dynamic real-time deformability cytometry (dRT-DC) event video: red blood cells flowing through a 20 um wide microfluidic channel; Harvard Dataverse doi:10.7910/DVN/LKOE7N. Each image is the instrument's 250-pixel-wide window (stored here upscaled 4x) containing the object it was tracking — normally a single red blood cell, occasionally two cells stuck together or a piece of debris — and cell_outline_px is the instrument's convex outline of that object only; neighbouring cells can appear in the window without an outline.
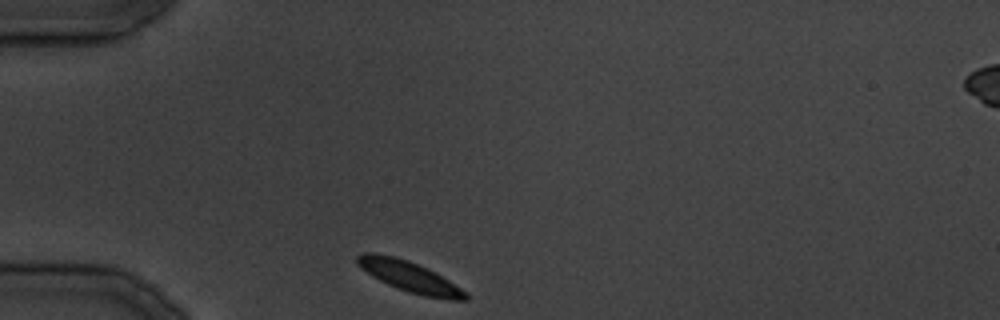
{"species": "common noctule bat (a hibernating species)", "species_latin": "Nyctalus noctula", "temperature_condition": "cold", "stored_images_in_passage": 29, "camera_frame_rate_fps": 3000, "um_per_image_px": 0.085, "animal": {"sex": "male", "body_mass_g": 19.5, "forearm_length_mm": 54.6}, "frame": {"image": 1, "passage_image": 1, "time_ms": 0.0, "image_size_px": [1000, 320], "cell_outline_px": [[468, 300], [452, 300], [424, 296], [408, 292], [396, 288], [372, 276], [360, 268], [356, 264], [356, 256], [360, 252], [376, 252], [396, 256], [408, 260], [448, 280], [468, 292]], "centroid_in_image_um": [34.75, 23.5], "position_along_channel_um": 50.3, "area_um2": 19.36}}
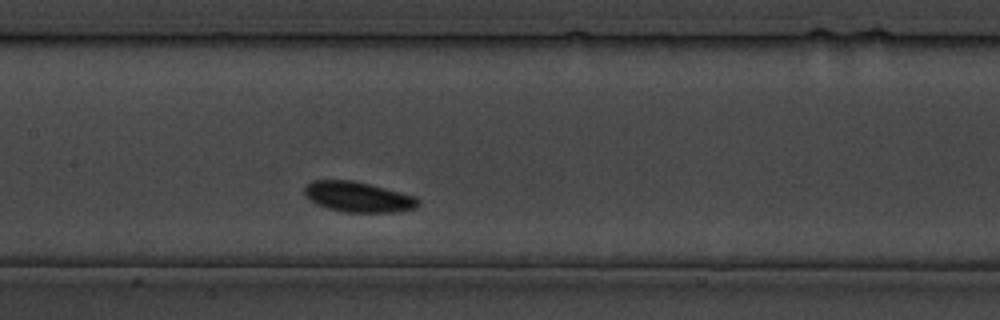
{"frame": {"image": 2, "passage_image": 9, "time_ms": 10.0, "image_size_px": [1000, 320], "cell_outline_px": [[420, 204], [416, 208], [400, 212], [344, 212], [328, 208], [316, 204], [304, 196], [304, 188], [312, 180], [352, 180], [416, 196], [420, 200]], "centroid_in_image_um": [30.45, 16.75], "position_along_channel_um": 176.9, "area_um2": 20.17}}
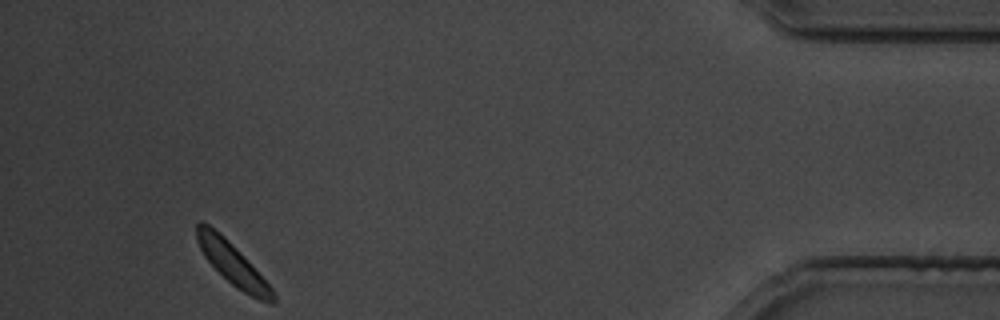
{"frame": {"image": 3, "passage_image": 26, "time_ms": 30.0, "image_size_px": [1000, 320], "cell_outline_px": [[276, 300], [272, 304], [268, 304], [244, 292], [232, 284], [204, 256], [196, 240], [196, 224], [200, 220], [208, 224], [220, 232], [232, 244], [272, 288], [276, 296]], "centroid_in_image_um": [19.75, 22.4], "position_along_channel_um": 415.4, "area_um2": 18.15}}